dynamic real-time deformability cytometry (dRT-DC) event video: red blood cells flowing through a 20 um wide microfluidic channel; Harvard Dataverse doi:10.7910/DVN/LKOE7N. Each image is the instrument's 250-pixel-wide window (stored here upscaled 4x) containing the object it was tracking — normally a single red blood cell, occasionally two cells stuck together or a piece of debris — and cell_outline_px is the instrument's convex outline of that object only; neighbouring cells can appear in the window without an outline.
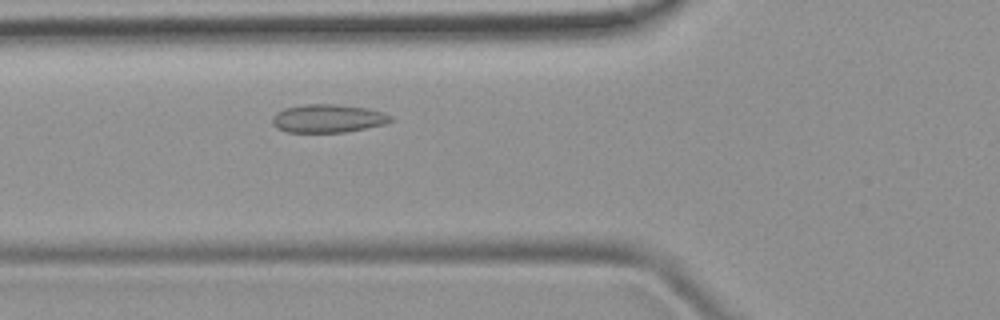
{"species": "common noctule bat (a hibernating species)", "species_latin": "Nyctalus noctula", "temperature_condition": "room temperature", "stored_images_in_passage": 40, "camera_frame_rate_fps": 3000, "um_per_image_px": 0.085, "animal": {"sex": "female", "body_mass_g": 19.9}, "frame": {"image": 1, "passage_image": 9, "time_ms": 2.667, "image_size_px": [1000, 320], "cell_outline_px": [[392, 120], [384, 124], [344, 132], [288, 132], [276, 128], [272, 124], [272, 116], [276, 112], [284, 108], [304, 104], [336, 104], [368, 108], [384, 112], [392, 116]], "centroid_in_image_um": [27.84, 10.06], "position_along_channel_um": 98.0, "area_um2": 19.54}}
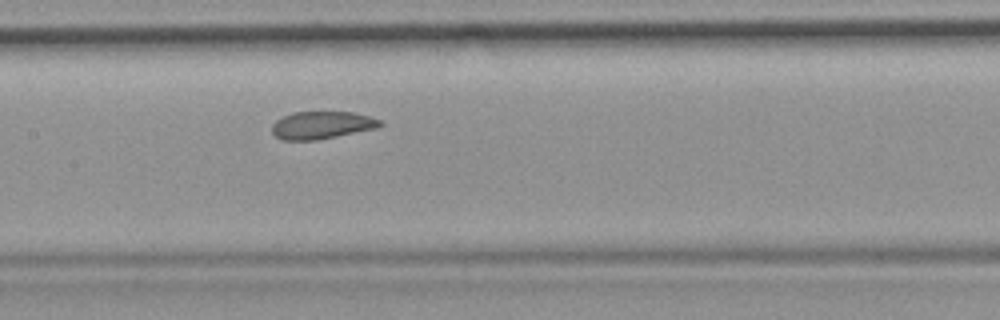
{"frame": {"image": 2, "passage_image": 15, "time_ms": 4.667, "image_size_px": [1000, 320], "cell_outline_px": [[384, 124], [376, 128], [316, 140], [280, 140], [272, 132], [272, 124], [276, 120], [292, 112], [352, 112], [368, 116], [380, 120]], "centroid_in_image_um": [27.32, 10.63], "position_along_channel_um": 180.1, "area_um2": 17.22}}
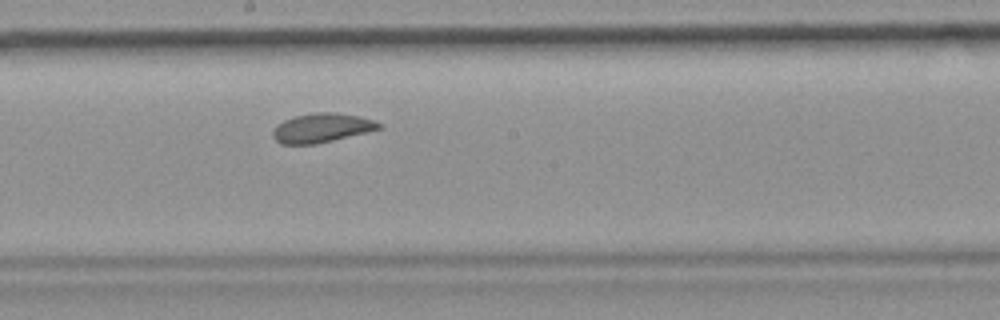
{"frame": {"image": 3, "passage_image": 18, "time_ms": 5.667, "image_size_px": [1000, 320], "cell_outline_px": [[384, 124], [380, 128], [368, 132], [316, 144], [280, 144], [272, 136], [272, 132], [276, 124], [292, 116], [316, 112], [332, 112], [360, 116], [376, 120]], "centroid_in_image_um": [27.35, 10.86], "position_along_channel_um": 220.9, "area_um2": 18.26}}